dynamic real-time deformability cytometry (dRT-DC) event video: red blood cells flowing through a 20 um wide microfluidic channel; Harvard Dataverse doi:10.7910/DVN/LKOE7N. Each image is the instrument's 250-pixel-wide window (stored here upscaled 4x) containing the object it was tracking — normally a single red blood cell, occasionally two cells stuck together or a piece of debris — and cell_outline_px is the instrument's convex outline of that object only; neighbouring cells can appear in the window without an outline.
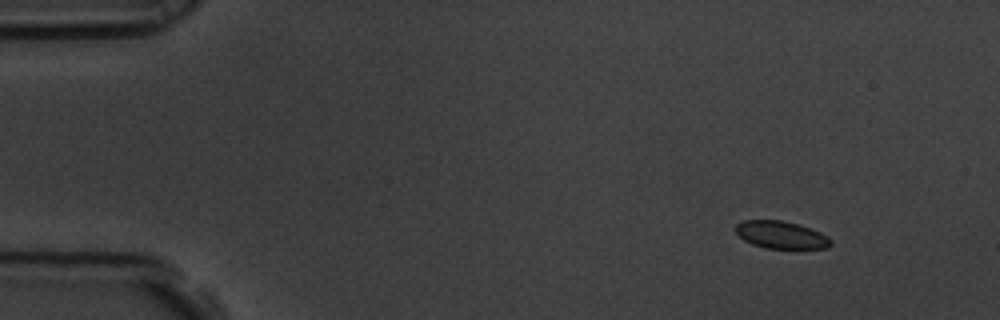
{"species": "common noctule bat (a hibernating species)", "species_latin": "Nyctalus noctula", "temperature_condition": "room temperature", "stored_images_in_passage": 4, "camera_frame_rate_fps": 3000, "um_per_image_px": 0.085, "animal": {"sex": "male", "body_mass_g": 19.5, "forearm_length_mm": 54.6}, "frame": {"image": 1, "passage_image": 1, "time_ms": 0.0, "image_size_px": [1000, 320], "cell_outline_px": [[832, 244], [828, 248], [764, 248], [752, 244], [744, 240], [736, 232], [736, 224], [744, 220], [780, 220], [796, 224], [820, 232], [828, 236], [832, 240]], "centroid_in_image_um": [66.4, 19.97], "position_along_channel_um": 18.6, "area_um2": 15.09}}
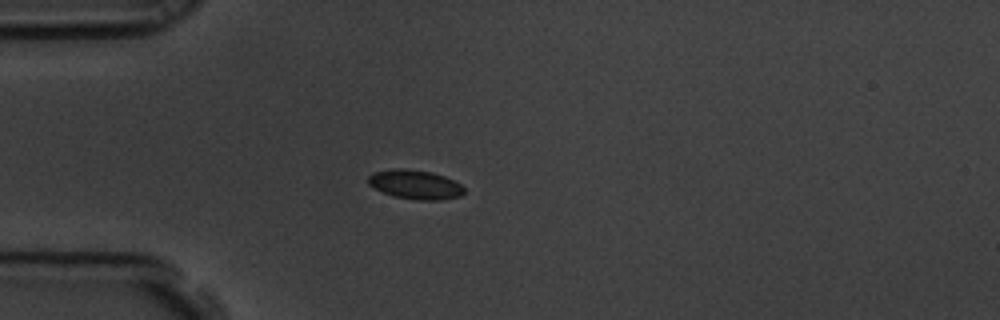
{"frame": {"image": 2, "passage_image": 4, "time_ms": 1.0, "image_size_px": [1000, 320], "cell_outline_px": [[464, 192], [460, 196], [440, 200], [416, 200], [392, 196], [368, 184], [368, 176], [372, 172], [396, 168], [404, 168], [432, 172], [444, 176], [460, 184], [464, 188]], "centroid_in_image_um": [35.28, 15.68], "position_along_channel_um": 49.7, "area_um2": 16.3}}